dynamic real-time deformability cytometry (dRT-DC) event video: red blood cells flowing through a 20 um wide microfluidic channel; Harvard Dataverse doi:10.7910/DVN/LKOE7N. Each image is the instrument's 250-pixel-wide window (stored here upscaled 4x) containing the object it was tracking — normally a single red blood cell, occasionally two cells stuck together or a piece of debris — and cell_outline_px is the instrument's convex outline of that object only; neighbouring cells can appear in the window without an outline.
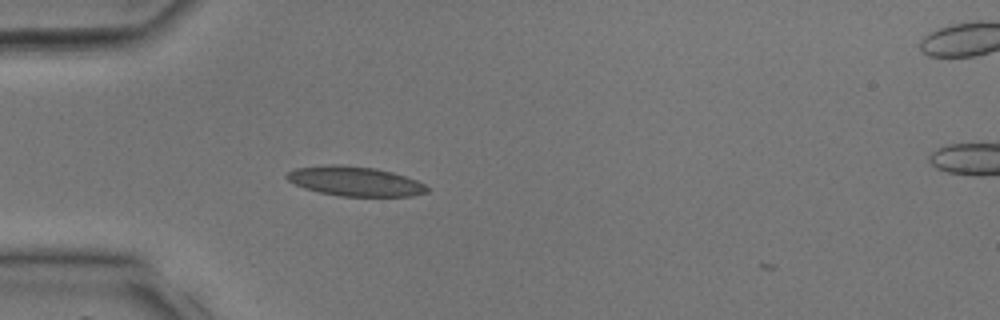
{"species": "common noctule bat (a hibernating species)", "species_latin": "Nyctalus noctula", "temperature_condition": "room temperature", "stored_images_in_passage": 28, "camera_frame_rate_fps": 3000, "um_per_image_px": 0.085, "animal": {"sex": "male", "body_mass_g": 17.9, "forearm_length_mm": 54.2}, "frame": {"image": 1, "passage_image": 2, "time_ms": 0.333, "image_size_px": [1000, 320], "cell_outline_px": [[428, 192], [412, 196], [340, 196], [320, 192], [304, 188], [288, 180], [284, 176], [288, 172], [296, 168], [328, 164], [340, 164], [376, 168], [392, 172], [416, 180], [424, 184], [428, 188]], "centroid_in_image_um": [30.16, 15.4], "position_along_channel_um": 54.8, "area_um2": 24.1}}
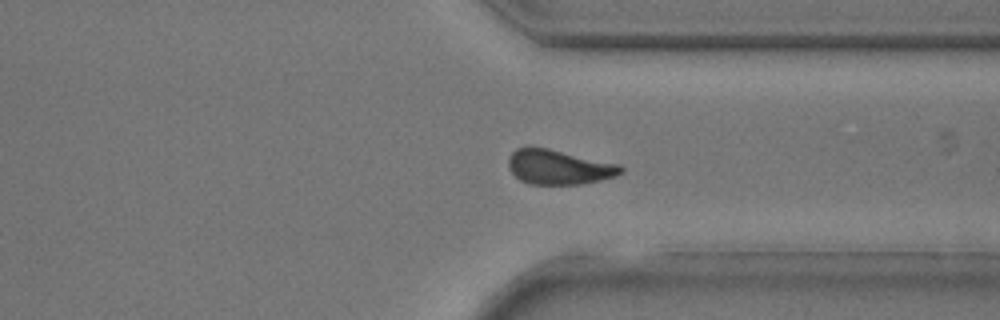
{"frame": {"image": 2, "passage_image": 20, "time_ms": 6.333, "image_size_px": [1000, 320], "cell_outline_px": [[624, 172], [616, 176], [600, 180], [580, 184], [528, 184], [520, 180], [508, 168], [508, 160], [512, 152], [516, 148], [548, 148], [620, 164], [624, 168]], "centroid_in_image_um": [47.53, 14.21], "position_along_channel_um": 363.9, "area_um2": 22.66}}
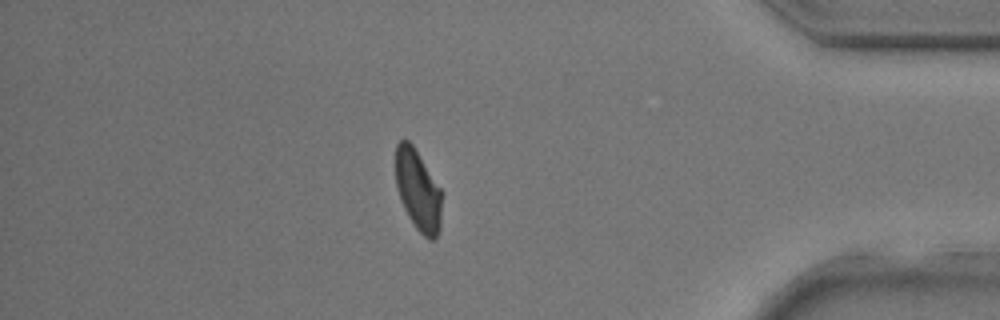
{"frame": {"image": 3, "passage_image": 24, "time_ms": 7.667, "image_size_px": [1000, 320], "cell_outline_px": [[444, 192], [440, 228], [436, 236], [432, 240], [428, 240], [416, 228], [408, 216], [400, 200], [396, 188], [396, 144], [400, 140], [408, 140], [412, 144]], "centroid_in_image_um": [35.56, 16.19], "position_along_channel_um": 399.6, "area_um2": 22.2}}